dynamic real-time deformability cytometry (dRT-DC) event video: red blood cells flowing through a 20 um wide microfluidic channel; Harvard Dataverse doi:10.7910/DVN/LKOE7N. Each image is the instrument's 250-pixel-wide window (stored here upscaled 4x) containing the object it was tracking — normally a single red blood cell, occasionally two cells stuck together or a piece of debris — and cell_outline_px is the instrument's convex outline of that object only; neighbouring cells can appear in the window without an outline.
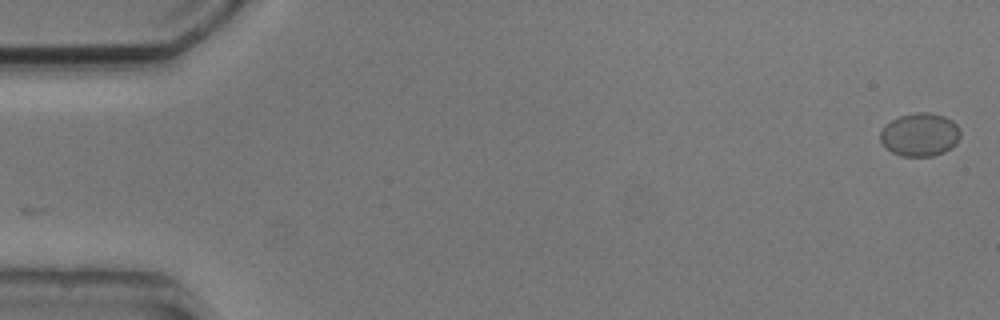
{"species": "common noctule bat (a hibernating species)", "species_latin": "Nyctalus noctula", "temperature_condition": "cold", "stored_images_in_passage": 2, "camera_frame_rate_fps": 3000, "um_per_image_px": 0.085, "animal": {"sex": "male", "body_mass_g": 20.5, "forearm_length_mm": 52.5}, "frame": {"image": 1, "passage_image": 2, "time_ms": 1.333, "image_size_px": [1000, 320], "cell_outline_px": [[960, 136], [956, 144], [944, 152], [932, 156], [900, 156], [892, 152], [880, 140], [880, 132], [892, 120], [900, 116], [916, 112], [928, 112], [944, 116], [952, 120], [960, 128]], "centroid_in_image_um": [78.22, 11.44], "position_along_channel_um": 6.8, "area_um2": 20.06}}